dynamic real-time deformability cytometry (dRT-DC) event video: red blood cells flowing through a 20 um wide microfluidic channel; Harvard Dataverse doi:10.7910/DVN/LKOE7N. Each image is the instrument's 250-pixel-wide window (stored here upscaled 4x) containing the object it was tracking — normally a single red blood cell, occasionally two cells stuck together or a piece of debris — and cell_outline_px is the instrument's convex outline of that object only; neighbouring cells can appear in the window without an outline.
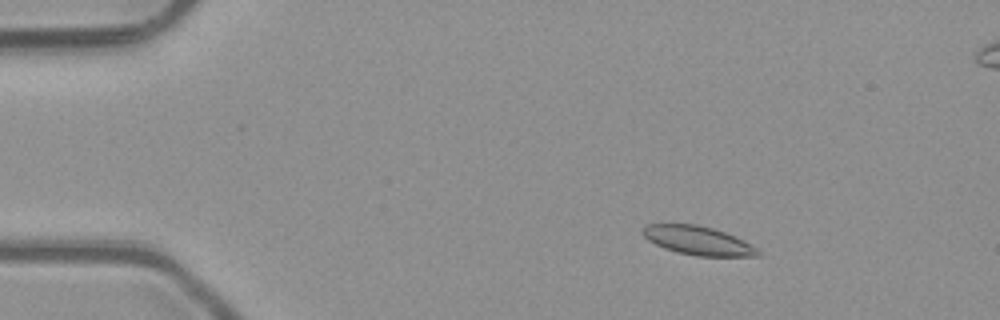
{"species": "common noctule bat (a hibernating species)", "species_latin": "Nyctalus noctula", "temperature_condition": "room temperature", "stored_images_in_passage": 45, "segment_of_instrument_passage": [1, 2], "camera_frame_rate_fps": 3000, "um_per_image_px": 0.085, "animal": {"sex": "male", "body_mass_g": 23.1, "forearm_length_mm": 52.7}, "frame": {"image": 1, "passage_image": 1, "time_ms": 0.0, "image_size_px": [1000, 320], "cell_outline_px": [[760, 256], [696, 256], [676, 252], [664, 248], [648, 240], [640, 232], [640, 228], [644, 224], [696, 224], [712, 228], [724, 232], [744, 240], [756, 248], [760, 252]], "centroid_in_image_um": [59.27, 20.44], "position_along_channel_um": 25.7, "area_um2": 19.36}}
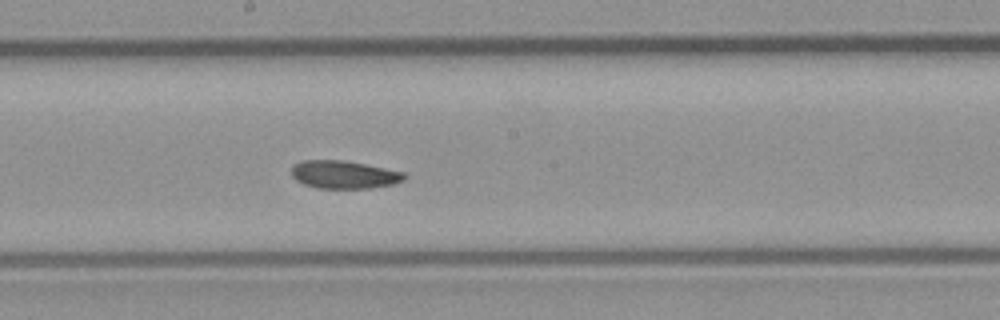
{"frame": {"image": 2, "passage_image": 21, "time_ms": 6.667, "image_size_px": [1000, 320], "cell_outline_px": [[408, 176], [404, 180], [392, 184], [372, 188], [316, 188], [304, 184], [296, 180], [292, 176], [292, 164], [300, 160], [344, 160], [404, 172]], "centroid_in_image_um": [29.22, 14.84], "position_along_channel_um": 219.0, "area_um2": 18.44}}
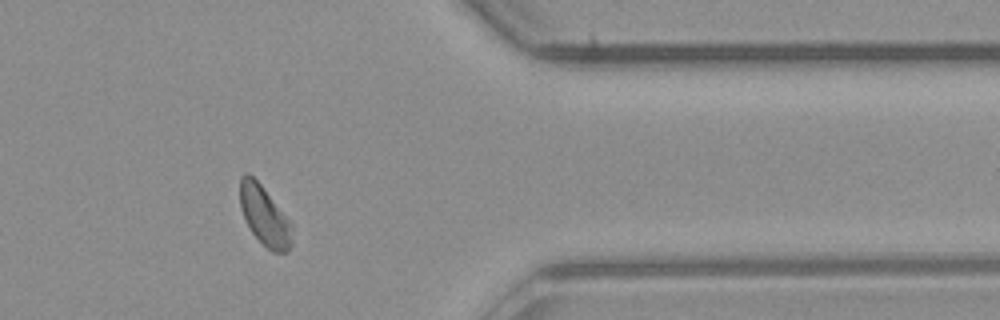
{"frame": {"image": 3, "passage_image": 35, "time_ms": 11.333, "image_size_px": [1000, 320], "cell_outline_px": [[292, 244], [288, 252], [272, 252], [252, 232], [240, 208], [240, 176], [244, 172], [248, 172], [260, 184], [292, 224]], "centroid_in_image_um": [22.48, 18.34], "position_along_channel_um": 388.9, "area_um2": 17.74}}